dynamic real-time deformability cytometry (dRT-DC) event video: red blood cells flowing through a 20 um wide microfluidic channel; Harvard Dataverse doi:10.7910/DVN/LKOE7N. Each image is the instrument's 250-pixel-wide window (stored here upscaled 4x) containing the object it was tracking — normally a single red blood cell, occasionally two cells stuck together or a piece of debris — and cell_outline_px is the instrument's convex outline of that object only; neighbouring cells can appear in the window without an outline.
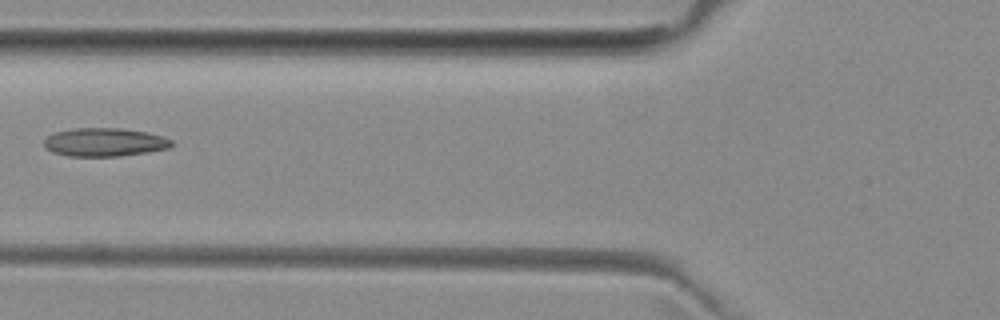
{"species": "common noctule bat (a hibernating species)", "species_latin": "Nyctalus noctula", "temperature_condition": "room temperature", "stored_images_in_passage": 4, "camera_frame_rate_fps": 3000, "um_per_image_px": 0.085, "animal": {"sex": "female", "body_mass_g": 29.2, "forearm_length_mm": 56.3}, "frame": {"image": 1, "passage_image": 4, "time_ms": 4.667, "image_size_px": [1000, 320], "cell_outline_px": [[172, 144], [168, 148], [148, 152], [120, 156], [68, 156], [52, 152], [44, 144], [44, 140], [52, 132], [72, 128], [120, 128], [148, 132], [164, 136], [172, 140]], "centroid_in_image_um": [8.88, 12.08], "position_along_channel_um": 116.9, "area_um2": 21.21}}